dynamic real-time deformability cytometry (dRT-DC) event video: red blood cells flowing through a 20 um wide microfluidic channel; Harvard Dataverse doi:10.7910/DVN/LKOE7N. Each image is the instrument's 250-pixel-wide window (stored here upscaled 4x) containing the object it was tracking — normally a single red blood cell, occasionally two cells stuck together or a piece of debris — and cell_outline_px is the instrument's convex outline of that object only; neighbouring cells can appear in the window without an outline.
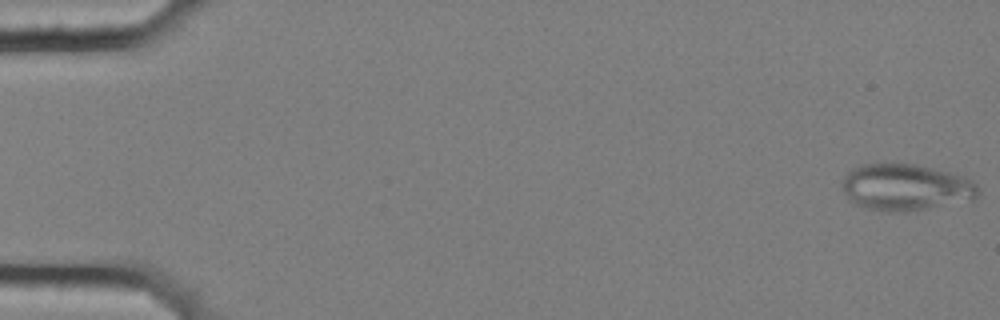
{"species": "common noctule bat (a hibernating species)", "species_latin": "Nyctalus noctula", "temperature_condition": "cold", "stored_images_in_passage": 57, "segment_of_instrument_passage": [1, 2], "camera_frame_rate_fps": 3000, "um_per_image_px": 0.085, "animal": {"sex": "female", "body_mass_g": 25.1}, "frame": {"image": 1, "passage_image": 1, "time_ms": 0.0, "image_size_px": [1000, 320], "cell_outline_px": [[980, 192], [972, 200], [904, 212], [888, 212], [868, 208], [856, 204], [848, 200], [844, 192], [840, 180], [852, 168], [864, 164], [916, 164], [964, 176], [972, 180], [976, 184]], "centroid_in_image_um": [76.96, 15.92], "position_along_channel_um": 8.0, "area_um2": 36.93}}